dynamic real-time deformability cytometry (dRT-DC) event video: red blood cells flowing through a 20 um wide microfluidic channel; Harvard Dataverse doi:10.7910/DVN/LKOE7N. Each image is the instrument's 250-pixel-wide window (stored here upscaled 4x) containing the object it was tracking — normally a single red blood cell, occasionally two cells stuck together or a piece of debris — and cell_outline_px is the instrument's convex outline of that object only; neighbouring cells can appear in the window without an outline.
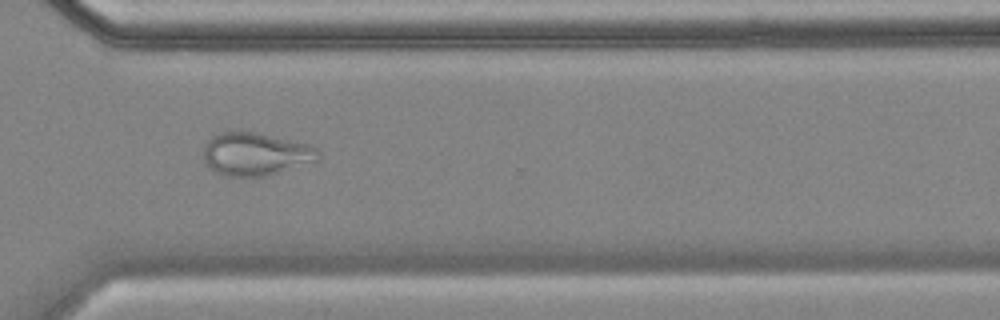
{"species": "common noctule bat (a hibernating species)", "species_latin": "Nyctalus noctula", "temperature_condition": "cold", "stored_images_in_passage": 55, "camera_frame_rate_fps": 3000, "um_per_image_px": 0.085, "animal": {"sex": "female", "body_mass_g": 18.4}, "frame": {"image": 1, "passage_image": 40, "time_ms": 13.0, "image_size_px": [1000, 320], "cell_outline_px": [[320, 156], [316, 160], [268, 176], [224, 176], [216, 172], [204, 164], [204, 144], [212, 136], [220, 132], [256, 132], [312, 144], [320, 152]], "centroid_in_image_um": [21.71, 13.09], "position_along_channel_um": 348.9, "area_um2": 28.84}}